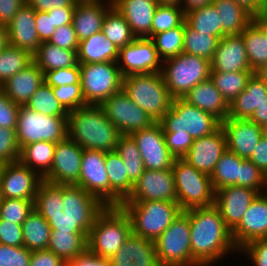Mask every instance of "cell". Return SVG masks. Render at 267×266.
<instances>
[{"instance_id":"cell-68","label":"cell","mask_w":267,"mask_h":266,"mask_svg":"<svg viewBox=\"0 0 267 266\" xmlns=\"http://www.w3.org/2000/svg\"><path fill=\"white\" fill-rule=\"evenodd\" d=\"M35 11H50L52 8L76 7L74 0H26Z\"/></svg>"},{"instance_id":"cell-35","label":"cell","mask_w":267,"mask_h":266,"mask_svg":"<svg viewBox=\"0 0 267 266\" xmlns=\"http://www.w3.org/2000/svg\"><path fill=\"white\" fill-rule=\"evenodd\" d=\"M77 51L63 49L49 42H42L33 55V62L44 73L55 69L73 67L78 64Z\"/></svg>"},{"instance_id":"cell-2","label":"cell","mask_w":267,"mask_h":266,"mask_svg":"<svg viewBox=\"0 0 267 266\" xmlns=\"http://www.w3.org/2000/svg\"><path fill=\"white\" fill-rule=\"evenodd\" d=\"M68 138L83 149L110 152L116 149L121 136L117 127L106 117L103 109L87 105L69 111Z\"/></svg>"},{"instance_id":"cell-42","label":"cell","mask_w":267,"mask_h":266,"mask_svg":"<svg viewBox=\"0 0 267 266\" xmlns=\"http://www.w3.org/2000/svg\"><path fill=\"white\" fill-rule=\"evenodd\" d=\"M101 31L119 49L136 39L130 25L114 6L106 13Z\"/></svg>"},{"instance_id":"cell-40","label":"cell","mask_w":267,"mask_h":266,"mask_svg":"<svg viewBox=\"0 0 267 266\" xmlns=\"http://www.w3.org/2000/svg\"><path fill=\"white\" fill-rule=\"evenodd\" d=\"M253 72L267 63V37L262 29L252 21L241 33Z\"/></svg>"},{"instance_id":"cell-6","label":"cell","mask_w":267,"mask_h":266,"mask_svg":"<svg viewBox=\"0 0 267 266\" xmlns=\"http://www.w3.org/2000/svg\"><path fill=\"white\" fill-rule=\"evenodd\" d=\"M172 170L182 211L214 205L215 191L209 175L196 170L183 158H175Z\"/></svg>"},{"instance_id":"cell-66","label":"cell","mask_w":267,"mask_h":266,"mask_svg":"<svg viewBox=\"0 0 267 266\" xmlns=\"http://www.w3.org/2000/svg\"><path fill=\"white\" fill-rule=\"evenodd\" d=\"M26 0H0V24L7 26Z\"/></svg>"},{"instance_id":"cell-65","label":"cell","mask_w":267,"mask_h":266,"mask_svg":"<svg viewBox=\"0 0 267 266\" xmlns=\"http://www.w3.org/2000/svg\"><path fill=\"white\" fill-rule=\"evenodd\" d=\"M29 266H66V263L50 250L32 251Z\"/></svg>"},{"instance_id":"cell-45","label":"cell","mask_w":267,"mask_h":266,"mask_svg":"<svg viewBox=\"0 0 267 266\" xmlns=\"http://www.w3.org/2000/svg\"><path fill=\"white\" fill-rule=\"evenodd\" d=\"M115 151L123 160L129 180L135 184L145 171L141 153L130 135H121Z\"/></svg>"},{"instance_id":"cell-48","label":"cell","mask_w":267,"mask_h":266,"mask_svg":"<svg viewBox=\"0 0 267 266\" xmlns=\"http://www.w3.org/2000/svg\"><path fill=\"white\" fill-rule=\"evenodd\" d=\"M34 209L41 215H57L63 212L62 185L43 180L38 186Z\"/></svg>"},{"instance_id":"cell-77","label":"cell","mask_w":267,"mask_h":266,"mask_svg":"<svg viewBox=\"0 0 267 266\" xmlns=\"http://www.w3.org/2000/svg\"><path fill=\"white\" fill-rule=\"evenodd\" d=\"M75 2H89V3H108L113 4L114 0H74Z\"/></svg>"},{"instance_id":"cell-41","label":"cell","mask_w":267,"mask_h":266,"mask_svg":"<svg viewBox=\"0 0 267 266\" xmlns=\"http://www.w3.org/2000/svg\"><path fill=\"white\" fill-rule=\"evenodd\" d=\"M219 41V37L197 32L185 22L183 53L202 57L211 62Z\"/></svg>"},{"instance_id":"cell-19","label":"cell","mask_w":267,"mask_h":266,"mask_svg":"<svg viewBox=\"0 0 267 266\" xmlns=\"http://www.w3.org/2000/svg\"><path fill=\"white\" fill-rule=\"evenodd\" d=\"M231 235L238 250L254 240L267 237V192L254 199Z\"/></svg>"},{"instance_id":"cell-12","label":"cell","mask_w":267,"mask_h":266,"mask_svg":"<svg viewBox=\"0 0 267 266\" xmlns=\"http://www.w3.org/2000/svg\"><path fill=\"white\" fill-rule=\"evenodd\" d=\"M100 107L121 135H130L154 123V120L134 103L123 89L108 97Z\"/></svg>"},{"instance_id":"cell-39","label":"cell","mask_w":267,"mask_h":266,"mask_svg":"<svg viewBox=\"0 0 267 266\" xmlns=\"http://www.w3.org/2000/svg\"><path fill=\"white\" fill-rule=\"evenodd\" d=\"M87 236L86 233L51 230L47 250L54 252L66 263L87 248Z\"/></svg>"},{"instance_id":"cell-58","label":"cell","mask_w":267,"mask_h":266,"mask_svg":"<svg viewBox=\"0 0 267 266\" xmlns=\"http://www.w3.org/2000/svg\"><path fill=\"white\" fill-rule=\"evenodd\" d=\"M166 146L175 158H183L194 142L187 132H163Z\"/></svg>"},{"instance_id":"cell-29","label":"cell","mask_w":267,"mask_h":266,"mask_svg":"<svg viewBox=\"0 0 267 266\" xmlns=\"http://www.w3.org/2000/svg\"><path fill=\"white\" fill-rule=\"evenodd\" d=\"M182 99L188 104L212 114L221 122L228 118L229 104L210 78L190 89Z\"/></svg>"},{"instance_id":"cell-20","label":"cell","mask_w":267,"mask_h":266,"mask_svg":"<svg viewBox=\"0 0 267 266\" xmlns=\"http://www.w3.org/2000/svg\"><path fill=\"white\" fill-rule=\"evenodd\" d=\"M260 193L241 186H227L215 191L214 206L219 210L226 226L232 231L243 214Z\"/></svg>"},{"instance_id":"cell-75","label":"cell","mask_w":267,"mask_h":266,"mask_svg":"<svg viewBox=\"0 0 267 266\" xmlns=\"http://www.w3.org/2000/svg\"><path fill=\"white\" fill-rule=\"evenodd\" d=\"M254 74L267 84V63L259 67Z\"/></svg>"},{"instance_id":"cell-25","label":"cell","mask_w":267,"mask_h":266,"mask_svg":"<svg viewBox=\"0 0 267 266\" xmlns=\"http://www.w3.org/2000/svg\"><path fill=\"white\" fill-rule=\"evenodd\" d=\"M110 261L111 266H160L154 241L133 233Z\"/></svg>"},{"instance_id":"cell-64","label":"cell","mask_w":267,"mask_h":266,"mask_svg":"<svg viewBox=\"0 0 267 266\" xmlns=\"http://www.w3.org/2000/svg\"><path fill=\"white\" fill-rule=\"evenodd\" d=\"M35 24L40 42H48L56 30L52 15H49L46 11H35Z\"/></svg>"},{"instance_id":"cell-38","label":"cell","mask_w":267,"mask_h":266,"mask_svg":"<svg viewBox=\"0 0 267 266\" xmlns=\"http://www.w3.org/2000/svg\"><path fill=\"white\" fill-rule=\"evenodd\" d=\"M22 230L25 248L30 251L47 249L51 228L47 220L35 209L23 221Z\"/></svg>"},{"instance_id":"cell-8","label":"cell","mask_w":267,"mask_h":266,"mask_svg":"<svg viewBox=\"0 0 267 266\" xmlns=\"http://www.w3.org/2000/svg\"><path fill=\"white\" fill-rule=\"evenodd\" d=\"M154 244L160 266H198L192 260L189 210L182 211Z\"/></svg>"},{"instance_id":"cell-37","label":"cell","mask_w":267,"mask_h":266,"mask_svg":"<svg viewBox=\"0 0 267 266\" xmlns=\"http://www.w3.org/2000/svg\"><path fill=\"white\" fill-rule=\"evenodd\" d=\"M242 160L228 150L221 155L210 175L214 191L227 186H241Z\"/></svg>"},{"instance_id":"cell-79","label":"cell","mask_w":267,"mask_h":266,"mask_svg":"<svg viewBox=\"0 0 267 266\" xmlns=\"http://www.w3.org/2000/svg\"><path fill=\"white\" fill-rule=\"evenodd\" d=\"M4 165H5L4 163L0 162V178H1V173H2Z\"/></svg>"},{"instance_id":"cell-78","label":"cell","mask_w":267,"mask_h":266,"mask_svg":"<svg viewBox=\"0 0 267 266\" xmlns=\"http://www.w3.org/2000/svg\"><path fill=\"white\" fill-rule=\"evenodd\" d=\"M263 137L267 138V122L261 126Z\"/></svg>"},{"instance_id":"cell-80","label":"cell","mask_w":267,"mask_h":266,"mask_svg":"<svg viewBox=\"0 0 267 266\" xmlns=\"http://www.w3.org/2000/svg\"><path fill=\"white\" fill-rule=\"evenodd\" d=\"M265 10L267 11V2L265 3Z\"/></svg>"},{"instance_id":"cell-26","label":"cell","mask_w":267,"mask_h":266,"mask_svg":"<svg viewBox=\"0 0 267 266\" xmlns=\"http://www.w3.org/2000/svg\"><path fill=\"white\" fill-rule=\"evenodd\" d=\"M9 45L21 48L34 55L41 42L35 24V10L27 3L7 25Z\"/></svg>"},{"instance_id":"cell-72","label":"cell","mask_w":267,"mask_h":266,"mask_svg":"<svg viewBox=\"0 0 267 266\" xmlns=\"http://www.w3.org/2000/svg\"><path fill=\"white\" fill-rule=\"evenodd\" d=\"M213 0H182L180 7L184 15L200 7L212 4Z\"/></svg>"},{"instance_id":"cell-10","label":"cell","mask_w":267,"mask_h":266,"mask_svg":"<svg viewBox=\"0 0 267 266\" xmlns=\"http://www.w3.org/2000/svg\"><path fill=\"white\" fill-rule=\"evenodd\" d=\"M163 132H187L193 139L211 135L221 127V121L212 114L174 98L171 108L159 121Z\"/></svg>"},{"instance_id":"cell-69","label":"cell","mask_w":267,"mask_h":266,"mask_svg":"<svg viewBox=\"0 0 267 266\" xmlns=\"http://www.w3.org/2000/svg\"><path fill=\"white\" fill-rule=\"evenodd\" d=\"M75 7L52 8L48 11L52 15L54 27H60L66 24H72V17Z\"/></svg>"},{"instance_id":"cell-16","label":"cell","mask_w":267,"mask_h":266,"mask_svg":"<svg viewBox=\"0 0 267 266\" xmlns=\"http://www.w3.org/2000/svg\"><path fill=\"white\" fill-rule=\"evenodd\" d=\"M117 63L123 76L161 72L162 69V60L149 38H136L120 48Z\"/></svg>"},{"instance_id":"cell-49","label":"cell","mask_w":267,"mask_h":266,"mask_svg":"<svg viewBox=\"0 0 267 266\" xmlns=\"http://www.w3.org/2000/svg\"><path fill=\"white\" fill-rule=\"evenodd\" d=\"M25 107L45 115L68 116L69 114L54 96L53 87L45 82L31 96Z\"/></svg>"},{"instance_id":"cell-55","label":"cell","mask_w":267,"mask_h":266,"mask_svg":"<svg viewBox=\"0 0 267 266\" xmlns=\"http://www.w3.org/2000/svg\"><path fill=\"white\" fill-rule=\"evenodd\" d=\"M20 148L16 139V130L0 127V162L4 164L18 162Z\"/></svg>"},{"instance_id":"cell-74","label":"cell","mask_w":267,"mask_h":266,"mask_svg":"<svg viewBox=\"0 0 267 266\" xmlns=\"http://www.w3.org/2000/svg\"><path fill=\"white\" fill-rule=\"evenodd\" d=\"M9 45V35L7 26L0 24V51Z\"/></svg>"},{"instance_id":"cell-4","label":"cell","mask_w":267,"mask_h":266,"mask_svg":"<svg viewBox=\"0 0 267 266\" xmlns=\"http://www.w3.org/2000/svg\"><path fill=\"white\" fill-rule=\"evenodd\" d=\"M122 89L154 122L163 118L174 99L161 72L123 76Z\"/></svg>"},{"instance_id":"cell-53","label":"cell","mask_w":267,"mask_h":266,"mask_svg":"<svg viewBox=\"0 0 267 266\" xmlns=\"http://www.w3.org/2000/svg\"><path fill=\"white\" fill-rule=\"evenodd\" d=\"M53 93L68 112L87 106L84 100L81 84L53 87Z\"/></svg>"},{"instance_id":"cell-13","label":"cell","mask_w":267,"mask_h":266,"mask_svg":"<svg viewBox=\"0 0 267 266\" xmlns=\"http://www.w3.org/2000/svg\"><path fill=\"white\" fill-rule=\"evenodd\" d=\"M136 142L145 170H165L173 167L175 157L166 146L163 128L160 122L130 134Z\"/></svg>"},{"instance_id":"cell-47","label":"cell","mask_w":267,"mask_h":266,"mask_svg":"<svg viewBox=\"0 0 267 266\" xmlns=\"http://www.w3.org/2000/svg\"><path fill=\"white\" fill-rule=\"evenodd\" d=\"M33 62V55L18 47L8 45L0 51V84L1 86L13 75L24 70Z\"/></svg>"},{"instance_id":"cell-67","label":"cell","mask_w":267,"mask_h":266,"mask_svg":"<svg viewBox=\"0 0 267 266\" xmlns=\"http://www.w3.org/2000/svg\"><path fill=\"white\" fill-rule=\"evenodd\" d=\"M250 160L258 169L267 176V138L263 137L257 143Z\"/></svg>"},{"instance_id":"cell-5","label":"cell","mask_w":267,"mask_h":266,"mask_svg":"<svg viewBox=\"0 0 267 266\" xmlns=\"http://www.w3.org/2000/svg\"><path fill=\"white\" fill-rule=\"evenodd\" d=\"M120 207L130 219L132 233L152 241L182 212L179 203L169 201L121 203Z\"/></svg>"},{"instance_id":"cell-27","label":"cell","mask_w":267,"mask_h":266,"mask_svg":"<svg viewBox=\"0 0 267 266\" xmlns=\"http://www.w3.org/2000/svg\"><path fill=\"white\" fill-rule=\"evenodd\" d=\"M63 212L73 220H95L106 207L95 196L76 185H62Z\"/></svg>"},{"instance_id":"cell-28","label":"cell","mask_w":267,"mask_h":266,"mask_svg":"<svg viewBox=\"0 0 267 266\" xmlns=\"http://www.w3.org/2000/svg\"><path fill=\"white\" fill-rule=\"evenodd\" d=\"M44 83V72L32 62L24 70L9 78L1 90L14 103L25 106L31 96Z\"/></svg>"},{"instance_id":"cell-76","label":"cell","mask_w":267,"mask_h":266,"mask_svg":"<svg viewBox=\"0 0 267 266\" xmlns=\"http://www.w3.org/2000/svg\"><path fill=\"white\" fill-rule=\"evenodd\" d=\"M161 5H175L180 6L182 0H156Z\"/></svg>"},{"instance_id":"cell-33","label":"cell","mask_w":267,"mask_h":266,"mask_svg":"<svg viewBox=\"0 0 267 266\" xmlns=\"http://www.w3.org/2000/svg\"><path fill=\"white\" fill-rule=\"evenodd\" d=\"M119 50L102 31H99L79 42L78 63L117 62Z\"/></svg>"},{"instance_id":"cell-51","label":"cell","mask_w":267,"mask_h":266,"mask_svg":"<svg viewBox=\"0 0 267 266\" xmlns=\"http://www.w3.org/2000/svg\"><path fill=\"white\" fill-rule=\"evenodd\" d=\"M33 209L34 200L0 198V219L22 224Z\"/></svg>"},{"instance_id":"cell-14","label":"cell","mask_w":267,"mask_h":266,"mask_svg":"<svg viewBox=\"0 0 267 266\" xmlns=\"http://www.w3.org/2000/svg\"><path fill=\"white\" fill-rule=\"evenodd\" d=\"M169 201L178 203L172 168L145 170L122 203Z\"/></svg>"},{"instance_id":"cell-15","label":"cell","mask_w":267,"mask_h":266,"mask_svg":"<svg viewBox=\"0 0 267 266\" xmlns=\"http://www.w3.org/2000/svg\"><path fill=\"white\" fill-rule=\"evenodd\" d=\"M83 148L68 137L55 145L50 171L43 180L57 185H76L80 177Z\"/></svg>"},{"instance_id":"cell-22","label":"cell","mask_w":267,"mask_h":266,"mask_svg":"<svg viewBox=\"0 0 267 266\" xmlns=\"http://www.w3.org/2000/svg\"><path fill=\"white\" fill-rule=\"evenodd\" d=\"M225 133L227 150L248 160L262 138L261 125L249 119L227 118L221 122Z\"/></svg>"},{"instance_id":"cell-54","label":"cell","mask_w":267,"mask_h":266,"mask_svg":"<svg viewBox=\"0 0 267 266\" xmlns=\"http://www.w3.org/2000/svg\"><path fill=\"white\" fill-rule=\"evenodd\" d=\"M241 187L267 192V176L250 160H242Z\"/></svg>"},{"instance_id":"cell-52","label":"cell","mask_w":267,"mask_h":266,"mask_svg":"<svg viewBox=\"0 0 267 266\" xmlns=\"http://www.w3.org/2000/svg\"><path fill=\"white\" fill-rule=\"evenodd\" d=\"M48 222L51 230L58 232L86 233L89 234L94 220H73L64 212L57 215H42Z\"/></svg>"},{"instance_id":"cell-17","label":"cell","mask_w":267,"mask_h":266,"mask_svg":"<svg viewBox=\"0 0 267 266\" xmlns=\"http://www.w3.org/2000/svg\"><path fill=\"white\" fill-rule=\"evenodd\" d=\"M43 178L20 161L5 164L0 178V198L34 200Z\"/></svg>"},{"instance_id":"cell-31","label":"cell","mask_w":267,"mask_h":266,"mask_svg":"<svg viewBox=\"0 0 267 266\" xmlns=\"http://www.w3.org/2000/svg\"><path fill=\"white\" fill-rule=\"evenodd\" d=\"M266 99L267 84L253 73L245 89L229 103L228 118L249 119Z\"/></svg>"},{"instance_id":"cell-9","label":"cell","mask_w":267,"mask_h":266,"mask_svg":"<svg viewBox=\"0 0 267 266\" xmlns=\"http://www.w3.org/2000/svg\"><path fill=\"white\" fill-rule=\"evenodd\" d=\"M68 137L67 116L41 114L21 106L16 126V139L20 150L34 142H60Z\"/></svg>"},{"instance_id":"cell-73","label":"cell","mask_w":267,"mask_h":266,"mask_svg":"<svg viewBox=\"0 0 267 266\" xmlns=\"http://www.w3.org/2000/svg\"><path fill=\"white\" fill-rule=\"evenodd\" d=\"M253 21L262 29L263 33L267 37V11H260L253 16Z\"/></svg>"},{"instance_id":"cell-70","label":"cell","mask_w":267,"mask_h":266,"mask_svg":"<svg viewBox=\"0 0 267 266\" xmlns=\"http://www.w3.org/2000/svg\"><path fill=\"white\" fill-rule=\"evenodd\" d=\"M233 1L242 6L243 8H245L253 16L258 14L260 11L265 10V2L263 0H233Z\"/></svg>"},{"instance_id":"cell-3","label":"cell","mask_w":267,"mask_h":266,"mask_svg":"<svg viewBox=\"0 0 267 266\" xmlns=\"http://www.w3.org/2000/svg\"><path fill=\"white\" fill-rule=\"evenodd\" d=\"M132 233L131 222L120 206H106L95 218L87 236V248L111 258Z\"/></svg>"},{"instance_id":"cell-7","label":"cell","mask_w":267,"mask_h":266,"mask_svg":"<svg viewBox=\"0 0 267 266\" xmlns=\"http://www.w3.org/2000/svg\"><path fill=\"white\" fill-rule=\"evenodd\" d=\"M210 61L205 58L181 53L162 61L161 74L173 98H182L197 84L210 77Z\"/></svg>"},{"instance_id":"cell-57","label":"cell","mask_w":267,"mask_h":266,"mask_svg":"<svg viewBox=\"0 0 267 266\" xmlns=\"http://www.w3.org/2000/svg\"><path fill=\"white\" fill-rule=\"evenodd\" d=\"M44 82L51 87L80 84L79 63L73 67L46 71L44 73Z\"/></svg>"},{"instance_id":"cell-50","label":"cell","mask_w":267,"mask_h":266,"mask_svg":"<svg viewBox=\"0 0 267 266\" xmlns=\"http://www.w3.org/2000/svg\"><path fill=\"white\" fill-rule=\"evenodd\" d=\"M185 20L180 6L159 4L153 16L151 37L160 32L178 27Z\"/></svg>"},{"instance_id":"cell-62","label":"cell","mask_w":267,"mask_h":266,"mask_svg":"<svg viewBox=\"0 0 267 266\" xmlns=\"http://www.w3.org/2000/svg\"><path fill=\"white\" fill-rule=\"evenodd\" d=\"M246 254L253 266H267V237L254 240L238 250Z\"/></svg>"},{"instance_id":"cell-36","label":"cell","mask_w":267,"mask_h":266,"mask_svg":"<svg viewBox=\"0 0 267 266\" xmlns=\"http://www.w3.org/2000/svg\"><path fill=\"white\" fill-rule=\"evenodd\" d=\"M55 145L56 143L47 141L30 143L20 150L19 161L43 178L50 171Z\"/></svg>"},{"instance_id":"cell-23","label":"cell","mask_w":267,"mask_h":266,"mask_svg":"<svg viewBox=\"0 0 267 266\" xmlns=\"http://www.w3.org/2000/svg\"><path fill=\"white\" fill-rule=\"evenodd\" d=\"M210 65V72L252 71L242 35L222 37Z\"/></svg>"},{"instance_id":"cell-59","label":"cell","mask_w":267,"mask_h":266,"mask_svg":"<svg viewBox=\"0 0 267 266\" xmlns=\"http://www.w3.org/2000/svg\"><path fill=\"white\" fill-rule=\"evenodd\" d=\"M48 42L63 49L78 50L80 41L73 25L66 24L57 27Z\"/></svg>"},{"instance_id":"cell-1","label":"cell","mask_w":267,"mask_h":266,"mask_svg":"<svg viewBox=\"0 0 267 266\" xmlns=\"http://www.w3.org/2000/svg\"><path fill=\"white\" fill-rule=\"evenodd\" d=\"M189 221L192 260L198 266H213L227 253L238 252L231 230L214 205L189 209Z\"/></svg>"},{"instance_id":"cell-63","label":"cell","mask_w":267,"mask_h":266,"mask_svg":"<svg viewBox=\"0 0 267 266\" xmlns=\"http://www.w3.org/2000/svg\"><path fill=\"white\" fill-rule=\"evenodd\" d=\"M66 266H111L110 258L99 256L86 248L66 262Z\"/></svg>"},{"instance_id":"cell-44","label":"cell","mask_w":267,"mask_h":266,"mask_svg":"<svg viewBox=\"0 0 267 266\" xmlns=\"http://www.w3.org/2000/svg\"><path fill=\"white\" fill-rule=\"evenodd\" d=\"M253 73V71L210 72L209 78L229 104L245 89L247 80Z\"/></svg>"},{"instance_id":"cell-43","label":"cell","mask_w":267,"mask_h":266,"mask_svg":"<svg viewBox=\"0 0 267 266\" xmlns=\"http://www.w3.org/2000/svg\"><path fill=\"white\" fill-rule=\"evenodd\" d=\"M186 24L197 32H203L222 38V25L219 14L213 4L200 7L185 14Z\"/></svg>"},{"instance_id":"cell-71","label":"cell","mask_w":267,"mask_h":266,"mask_svg":"<svg viewBox=\"0 0 267 266\" xmlns=\"http://www.w3.org/2000/svg\"><path fill=\"white\" fill-rule=\"evenodd\" d=\"M249 120L261 126L267 122V99L255 109Z\"/></svg>"},{"instance_id":"cell-61","label":"cell","mask_w":267,"mask_h":266,"mask_svg":"<svg viewBox=\"0 0 267 266\" xmlns=\"http://www.w3.org/2000/svg\"><path fill=\"white\" fill-rule=\"evenodd\" d=\"M0 244L14 247L23 246L22 224L0 219Z\"/></svg>"},{"instance_id":"cell-32","label":"cell","mask_w":267,"mask_h":266,"mask_svg":"<svg viewBox=\"0 0 267 266\" xmlns=\"http://www.w3.org/2000/svg\"><path fill=\"white\" fill-rule=\"evenodd\" d=\"M105 167L109 179V206H120L132 192L134 184L129 180L125 164L115 150L105 152Z\"/></svg>"},{"instance_id":"cell-60","label":"cell","mask_w":267,"mask_h":266,"mask_svg":"<svg viewBox=\"0 0 267 266\" xmlns=\"http://www.w3.org/2000/svg\"><path fill=\"white\" fill-rule=\"evenodd\" d=\"M20 107L0 90V127L16 130Z\"/></svg>"},{"instance_id":"cell-56","label":"cell","mask_w":267,"mask_h":266,"mask_svg":"<svg viewBox=\"0 0 267 266\" xmlns=\"http://www.w3.org/2000/svg\"><path fill=\"white\" fill-rule=\"evenodd\" d=\"M32 251L21 247L0 244V266H29Z\"/></svg>"},{"instance_id":"cell-46","label":"cell","mask_w":267,"mask_h":266,"mask_svg":"<svg viewBox=\"0 0 267 266\" xmlns=\"http://www.w3.org/2000/svg\"><path fill=\"white\" fill-rule=\"evenodd\" d=\"M185 20L175 28L153 35L150 40L163 61L183 52Z\"/></svg>"},{"instance_id":"cell-21","label":"cell","mask_w":267,"mask_h":266,"mask_svg":"<svg viewBox=\"0 0 267 266\" xmlns=\"http://www.w3.org/2000/svg\"><path fill=\"white\" fill-rule=\"evenodd\" d=\"M226 151V137L222 127H220L211 135L194 139L183 159L196 170L210 176L221 155Z\"/></svg>"},{"instance_id":"cell-30","label":"cell","mask_w":267,"mask_h":266,"mask_svg":"<svg viewBox=\"0 0 267 266\" xmlns=\"http://www.w3.org/2000/svg\"><path fill=\"white\" fill-rule=\"evenodd\" d=\"M113 7L108 3L76 2L72 25L79 41L101 31L106 13Z\"/></svg>"},{"instance_id":"cell-34","label":"cell","mask_w":267,"mask_h":266,"mask_svg":"<svg viewBox=\"0 0 267 266\" xmlns=\"http://www.w3.org/2000/svg\"><path fill=\"white\" fill-rule=\"evenodd\" d=\"M222 25V37L241 34L253 21V15L233 0H213Z\"/></svg>"},{"instance_id":"cell-24","label":"cell","mask_w":267,"mask_h":266,"mask_svg":"<svg viewBox=\"0 0 267 266\" xmlns=\"http://www.w3.org/2000/svg\"><path fill=\"white\" fill-rule=\"evenodd\" d=\"M156 0H114L113 6L125 18L136 38H151Z\"/></svg>"},{"instance_id":"cell-18","label":"cell","mask_w":267,"mask_h":266,"mask_svg":"<svg viewBox=\"0 0 267 266\" xmlns=\"http://www.w3.org/2000/svg\"><path fill=\"white\" fill-rule=\"evenodd\" d=\"M109 206V179L105 167V152L83 149L79 181L76 184Z\"/></svg>"},{"instance_id":"cell-11","label":"cell","mask_w":267,"mask_h":266,"mask_svg":"<svg viewBox=\"0 0 267 266\" xmlns=\"http://www.w3.org/2000/svg\"><path fill=\"white\" fill-rule=\"evenodd\" d=\"M80 84L87 105L100 106L122 89L123 75L117 62L79 64Z\"/></svg>"}]
</instances>
